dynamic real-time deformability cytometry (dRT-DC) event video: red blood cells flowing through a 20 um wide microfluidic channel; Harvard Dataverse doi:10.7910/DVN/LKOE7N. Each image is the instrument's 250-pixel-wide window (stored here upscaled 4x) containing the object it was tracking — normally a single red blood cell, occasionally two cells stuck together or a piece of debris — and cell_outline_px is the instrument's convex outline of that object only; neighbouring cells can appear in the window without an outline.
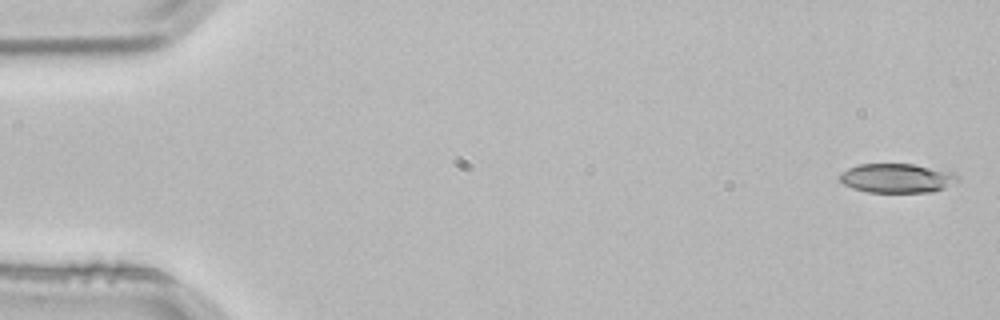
{"species": "common noctule bat (a hibernating species)", "species_latin": "Nyctalus noctula", "temperature_condition": "room temperature", "stored_images_in_passage": 4, "camera_frame_rate_fps": 3000, "um_per_image_px": 0.085, "animal": {"sex": "male", "body_mass_g": 21.5, "forearm_length_mm": 52.0}, "frame": {"image": 1, "passage_image": 1, "time_ms": 0.0, "image_size_px": [1000, 320], "cell_outline_px": [[960, 180], [944, 188], [932, 192], [868, 192], [852, 188], [844, 184], [836, 176], [840, 172], [848, 168], [860, 164], [912, 164], [952, 172], [960, 176]], "centroid_in_image_um": [76.21, 15.15], "position_along_channel_um": 8.8, "area_um2": 20.17}}
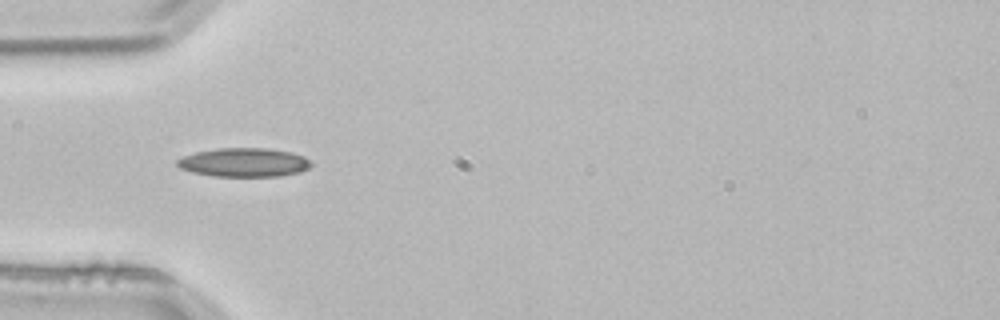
{"frame": {"image": 2, "passage_image": 4, "time_ms": 1.0, "image_size_px": [1000, 320], "cell_outline_px": [[312, 164], [308, 168], [300, 172], [276, 176], [212, 176], [192, 172], [180, 168], [176, 164], [176, 160], [184, 156], [196, 152], [220, 148], [268, 148], [292, 152], [304, 156]], "centroid_in_image_um": [20.73, 13.8], "position_along_channel_um": 64.3, "area_um2": 22.43}}